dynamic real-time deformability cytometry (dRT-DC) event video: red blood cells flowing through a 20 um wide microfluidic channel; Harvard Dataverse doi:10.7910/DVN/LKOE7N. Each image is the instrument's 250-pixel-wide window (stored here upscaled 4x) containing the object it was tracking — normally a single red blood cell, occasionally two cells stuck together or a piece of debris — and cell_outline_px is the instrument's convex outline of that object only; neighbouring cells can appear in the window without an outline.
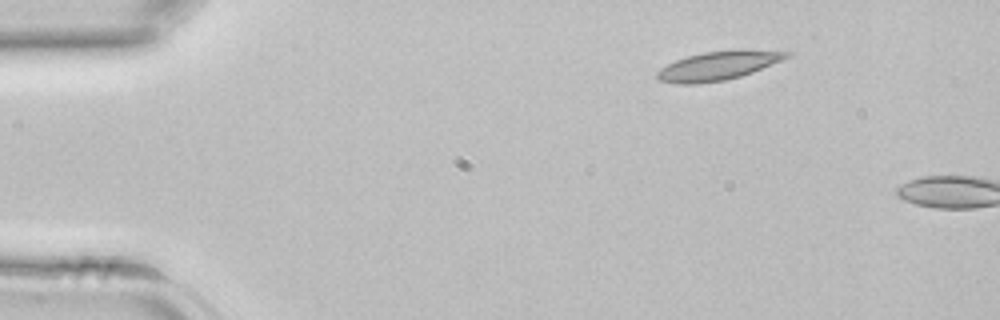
{"species": "common noctule bat (a hibernating species)", "species_latin": "Nyctalus noctula", "temperature_condition": "room temperature", "stored_images_in_passage": 3, "camera_frame_rate_fps": 3000, "um_per_image_px": 0.085, "animal": {"sex": "female", "body_mass_g": 22.7, "forearm_length_mm": 54.2}, "frame": {"image": 1, "passage_image": 1, "time_ms": 0.0, "image_size_px": [1000, 320], "cell_outline_px": [[792, 56], [752, 72], [740, 76], [724, 80], [696, 84], [676, 84], [660, 80], [656, 76], [656, 72], [660, 68], [676, 60], [688, 56], [704, 52], [736, 48], [740, 48], [792, 52]], "centroid_in_image_um": [61.08, 5.56], "position_along_channel_um": 23.9, "area_um2": 21.96}}